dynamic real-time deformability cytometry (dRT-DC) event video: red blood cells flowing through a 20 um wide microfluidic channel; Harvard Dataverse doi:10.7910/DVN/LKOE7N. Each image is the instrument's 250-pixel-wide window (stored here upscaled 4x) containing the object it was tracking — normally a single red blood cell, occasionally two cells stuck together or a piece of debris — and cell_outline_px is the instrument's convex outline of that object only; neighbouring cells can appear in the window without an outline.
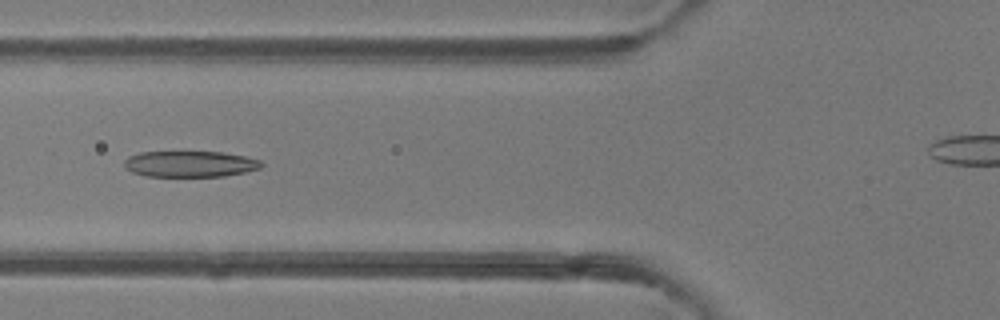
{"species": "common noctule bat (a hibernating species)", "species_latin": "Nyctalus noctula", "temperature_condition": "room temperature", "stored_images_in_passage": 34, "camera_frame_rate_fps": 3000, "um_per_image_px": 0.085, "animal": {"sex": "female"}, "frame": {"image": 1, "passage_image": 9, "time_ms": 2.667, "image_size_px": [1000, 320], "cell_outline_px": [[264, 164], [260, 168], [244, 172], [224, 176], [144, 176], [132, 172], [124, 168], [124, 160], [128, 156], [140, 152], [224, 152], [244, 156], [260, 160]], "centroid_in_image_um": [16.12, 13.93], "position_along_channel_um": 109.7, "area_um2": 20.87}}
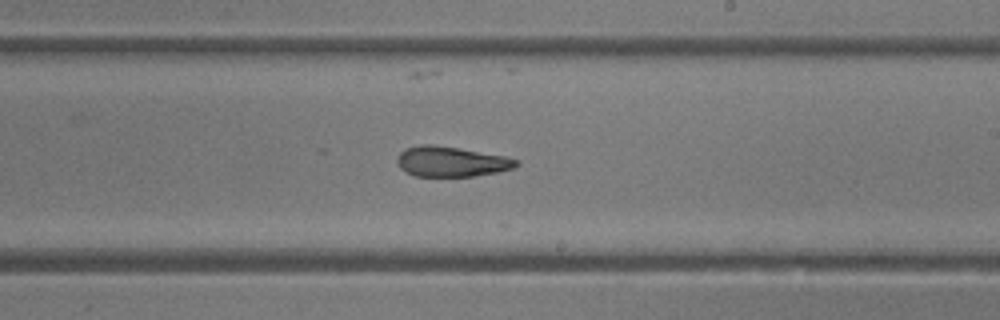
{"frame": {"image": 2, "passage_image": 19, "time_ms": 6.0, "image_size_px": [1000, 320], "cell_outline_px": [[520, 164], [516, 168], [496, 172], [472, 176], [416, 176], [400, 168], [396, 160], [400, 152], [404, 148], [420, 144], [432, 144], [460, 148], [504, 156], [520, 160]], "centroid_in_image_um": [38.37, 13.72], "position_along_channel_um": 250.6, "area_um2": 21.04}}
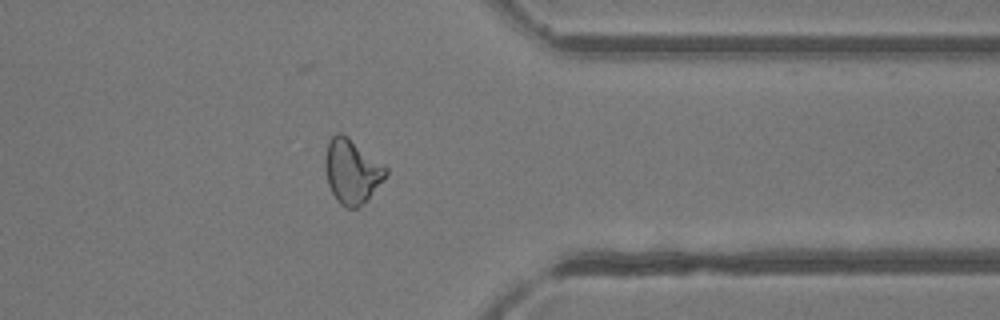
{"frame": {"image": 3, "passage_image": 29, "time_ms": 9.333, "image_size_px": [1000, 320], "cell_outline_px": [[388, 172], [368, 196], [356, 208], [344, 208], [336, 200], [328, 184], [324, 168], [324, 160], [328, 140], [336, 132], [340, 132], [348, 136], [384, 164], [388, 168]], "centroid_in_image_um": [29.86, 14.51], "position_along_channel_um": 381.5, "area_um2": 22.54}, "authors_computed_cell_mechanics": {"area_um2": 21.386, "velocity_mm_per_s": 4.2224, "shape_relaxation_time_tau1_ms": null, "shape_relaxation_time_tau2_ms": 3.8937, "deformation_change_tau1": null, "deformation_change_tau2": 0.1229}}